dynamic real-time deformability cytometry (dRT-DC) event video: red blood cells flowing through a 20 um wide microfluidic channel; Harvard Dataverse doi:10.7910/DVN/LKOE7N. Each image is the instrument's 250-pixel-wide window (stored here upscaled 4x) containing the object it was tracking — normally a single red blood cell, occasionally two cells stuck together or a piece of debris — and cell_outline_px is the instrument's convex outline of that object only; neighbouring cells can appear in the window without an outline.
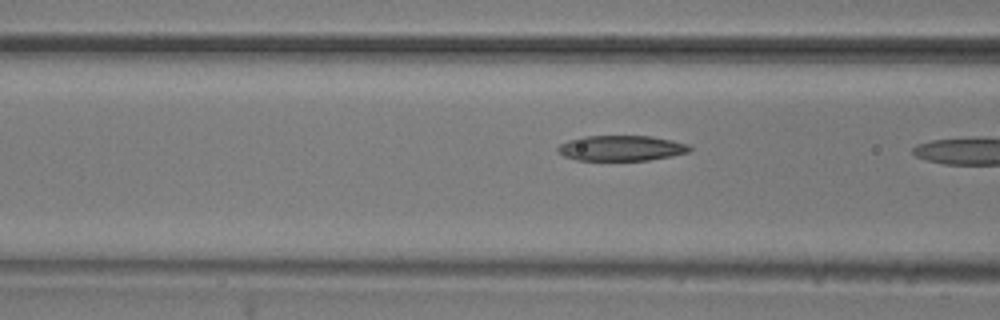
{"species": "common noctule bat (a hibernating species)", "species_latin": "Nyctalus noctula", "temperature_condition": "room temperature", "stored_images_in_passage": 11, "camera_frame_rate_fps": 3000, "um_per_image_px": 0.085, "animal": {"sex": "male", "body_mass_g": 20.5, "forearm_length_mm": 52.5}, "frame": {"image": 1, "passage_image": 10, "time_ms": 3.0, "image_size_px": [1000, 320], "cell_outline_px": [[692, 148], [688, 152], [672, 156], [648, 160], [576, 160], [564, 156], [556, 148], [560, 144], [568, 140], [584, 136], [652, 136], [672, 140], [688, 144]], "centroid_in_image_um": [52.82, 12.59], "position_along_channel_um": 113.8, "area_um2": 19.48}}